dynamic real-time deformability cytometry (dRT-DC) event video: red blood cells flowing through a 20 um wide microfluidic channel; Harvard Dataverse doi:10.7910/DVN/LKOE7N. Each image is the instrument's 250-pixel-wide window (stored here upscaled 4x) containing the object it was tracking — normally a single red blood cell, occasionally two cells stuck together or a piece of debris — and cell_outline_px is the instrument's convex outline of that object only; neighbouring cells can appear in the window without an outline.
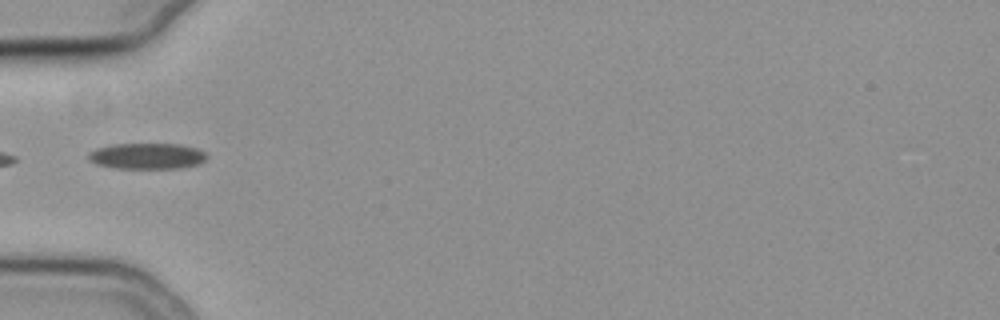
{"species": "common noctule bat (a hibernating species)", "species_latin": "Nyctalus noctula", "temperature_condition": "cold", "stored_images_in_passage": 7, "camera_frame_rate_fps": 3000, "um_per_image_px": 0.085, "animal": {"sex": "female", "body_mass_g": 19.3, "forearm_length_mm": 54.1}, "frame": {"image": 1, "passage_image": 1, "time_ms": 0.0, "image_size_px": [1000, 320], "cell_outline_px": [[208, 156], [204, 160], [196, 164], [180, 168], [116, 168], [96, 164], [88, 160], [88, 156], [92, 152], [100, 148], [112, 144], [180, 144], [196, 148], [204, 152]], "centroid_in_image_um": [12.51, 13.26], "position_along_channel_um": 72.5, "area_um2": 17.63}}
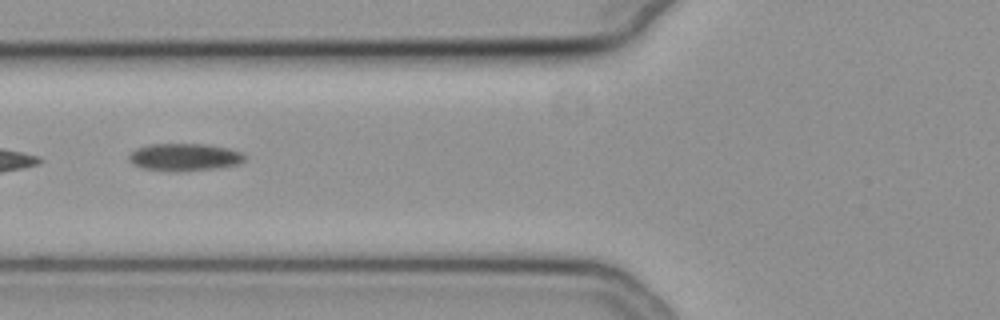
{"frame": {"image": 2, "passage_image": 4, "time_ms": 1.0, "image_size_px": [1000, 320], "cell_outline_px": [[244, 160], [240, 164], [220, 168], [176, 172], [172, 172], [140, 168], [132, 164], [128, 160], [128, 156], [136, 148], [152, 144], [208, 144], [228, 148], [244, 152]], "centroid_in_image_um": [15.69, 13.37], "position_along_channel_um": 110.1, "area_um2": 18.9}}